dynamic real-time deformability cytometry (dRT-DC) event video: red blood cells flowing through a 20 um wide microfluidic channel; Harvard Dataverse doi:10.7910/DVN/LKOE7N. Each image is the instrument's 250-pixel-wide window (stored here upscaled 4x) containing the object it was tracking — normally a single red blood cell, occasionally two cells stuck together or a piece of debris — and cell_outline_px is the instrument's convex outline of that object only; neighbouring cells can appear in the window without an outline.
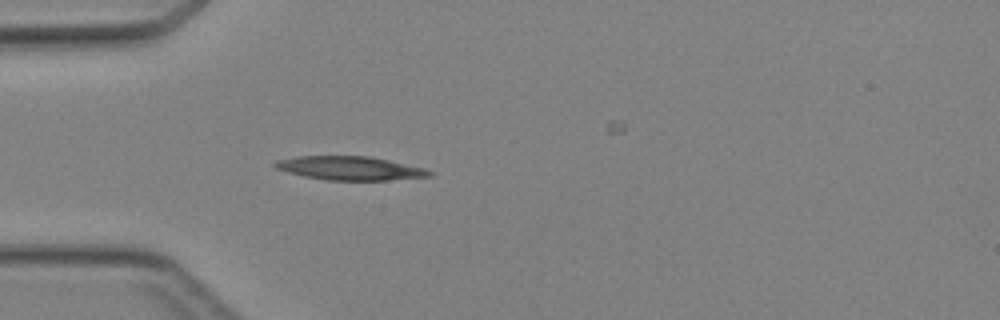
{"species": "Egyptian fruit bat (a non-hibernating species)", "species_latin": "Rousettus aegyptiacus", "temperature_condition": "cold", "stored_images_in_passage": 34, "camera_frame_rate_fps": 3000, "um_per_image_px": 0.085, "animal": {"sex": "female"}, "frame": {"image": 1, "passage_image": 1, "time_ms": 0.0, "image_size_px": [1000, 320], "cell_outline_px": [[432, 176], [388, 180], [328, 180], [304, 176], [288, 172], [276, 168], [272, 164], [276, 160], [296, 156], [368, 156], [388, 160], [424, 168], [432, 172]], "centroid_in_image_um": [29.72, 14.29], "position_along_channel_um": 55.3, "area_um2": 21.15}}
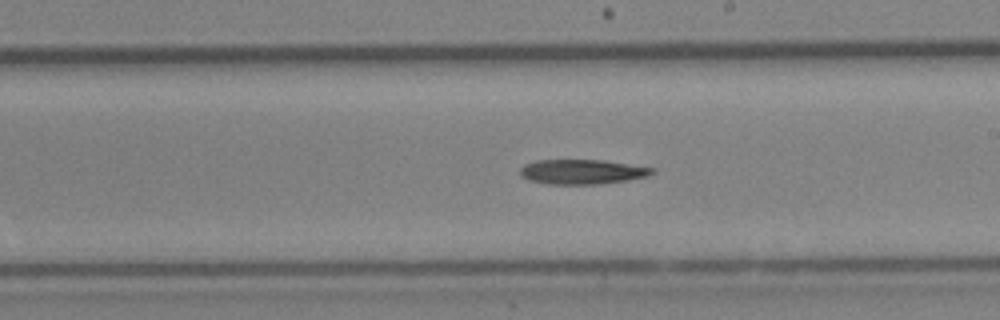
{"frame": {"image": 2, "passage_image": 14, "time_ms": 4.333, "image_size_px": [1000, 320], "cell_outline_px": [[656, 172], [648, 176], [628, 180], [600, 184], [548, 184], [528, 180], [520, 176], [520, 168], [524, 164], [536, 160], [604, 160], [656, 168]], "centroid_in_image_um": [49.49, 14.6], "position_along_channel_um": 239.5, "area_um2": 19.25}}
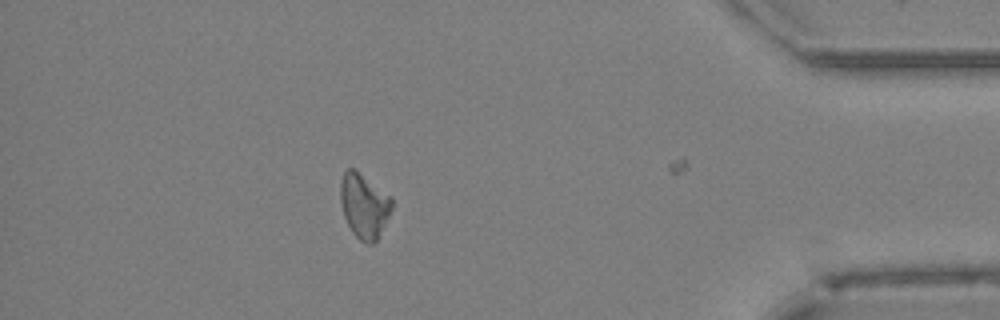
{"frame": {"image": 3, "passage_image": 28, "time_ms": 9.0, "image_size_px": [1000, 320], "cell_outline_px": [[392, 208], [376, 240], [372, 244], [368, 244], [360, 240], [352, 232], [344, 216], [340, 200], [340, 180], [344, 172], [348, 168], [356, 168], [392, 196]], "centroid_in_image_um": [30.94, 17.42], "position_along_channel_um": 404.3, "area_um2": 19.48}}